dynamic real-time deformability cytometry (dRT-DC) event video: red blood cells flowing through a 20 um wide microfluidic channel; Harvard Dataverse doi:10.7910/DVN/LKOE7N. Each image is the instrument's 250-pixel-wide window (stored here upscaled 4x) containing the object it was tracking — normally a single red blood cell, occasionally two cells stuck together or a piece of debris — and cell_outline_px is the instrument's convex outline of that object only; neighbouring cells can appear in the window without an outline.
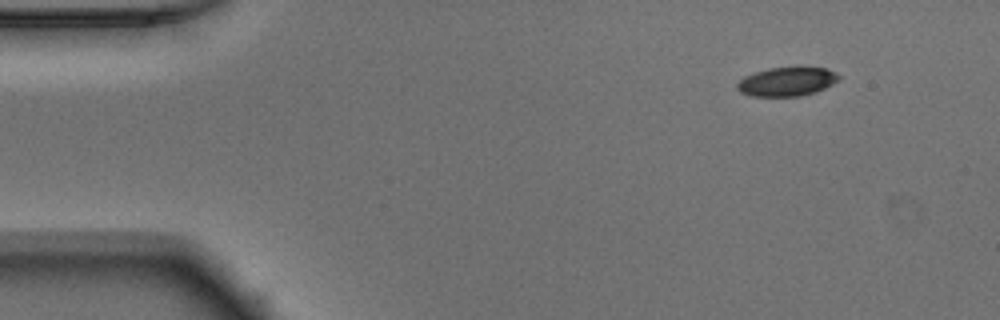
{"species": "Egyptian fruit bat (a non-hibernating species)", "species_latin": "Rousettus aegyptiacus", "temperature_condition": "warm", "stored_images_in_passage": 47, "camera_frame_rate_fps": 3000, "um_per_image_px": 0.085, "animal": {"sex": "male"}, "frame": {"image": 1, "passage_image": 1, "time_ms": 0.0, "image_size_px": [1000, 320], "cell_outline_px": [[840, 80], [816, 92], [800, 96], [752, 96], [740, 92], [736, 88], [736, 84], [744, 76], [752, 72], [768, 68], [796, 64], [800, 64], [828, 68], [840, 76]], "centroid_in_image_um": [66.91, 6.88], "position_along_channel_um": 18.1, "area_um2": 18.03}}
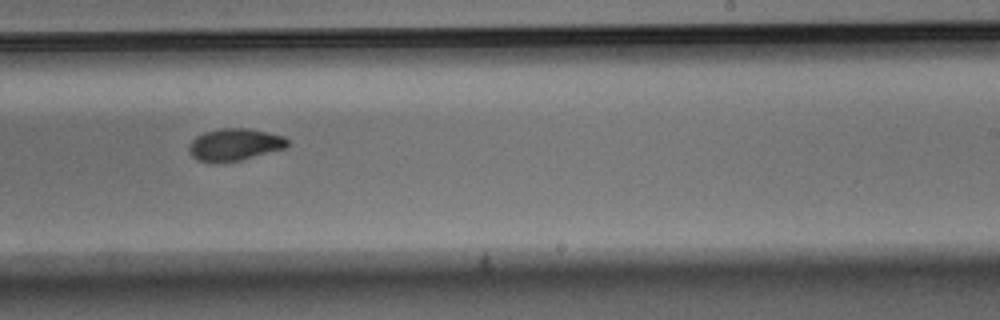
{"frame": {"image": 2, "passage_image": 27, "time_ms": 8.667, "image_size_px": [1000, 320], "cell_outline_px": [[288, 148], [240, 160], [216, 164], [212, 164], [196, 160], [188, 152], [188, 148], [192, 140], [196, 136], [204, 132], [220, 128], [248, 128], [284, 136], [288, 140]], "centroid_in_image_um": [19.92, 12.31], "position_along_channel_um": 269.1, "area_um2": 18.84}}
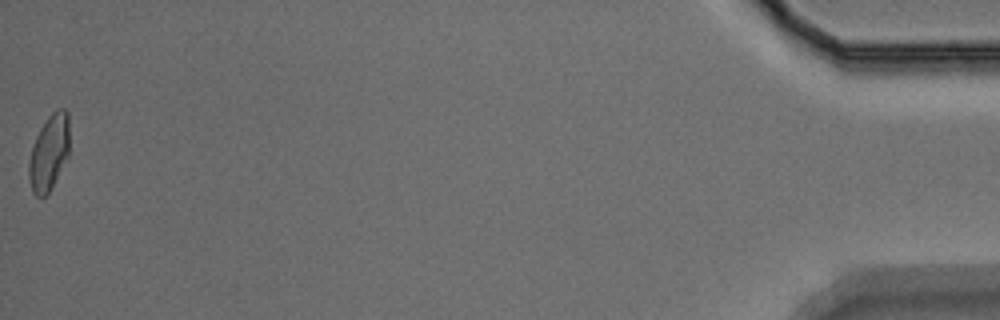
{"frame": {"image": 3, "passage_image": 47, "time_ms": 15.333, "image_size_px": [1000, 320], "cell_outline_px": [[68, 156], [52, 188], [44, 196], [36, 196], [32, 192], [28, 180], [28, 164], [32, 148], [36, 136], [40, 128], [48, 116], [56, 108], [64, 108], [68, 112]], "centroid_in_image_um": [4.15, 12.97], "position_along_channel_um": 431.0, "area_um2": 17.92}, "authors_computed_cell_mechanics": {"area_um2": 18.6694, "velocity_mm_per_s": 3.9109, "shape_relaxation_time_tau1_ms": 4.7616, "shape_relaxation_time_tau2_ms": 4.2835, "deformation_change_tau1": 0.1484, "deformation_change_tau2": 0.0695}}